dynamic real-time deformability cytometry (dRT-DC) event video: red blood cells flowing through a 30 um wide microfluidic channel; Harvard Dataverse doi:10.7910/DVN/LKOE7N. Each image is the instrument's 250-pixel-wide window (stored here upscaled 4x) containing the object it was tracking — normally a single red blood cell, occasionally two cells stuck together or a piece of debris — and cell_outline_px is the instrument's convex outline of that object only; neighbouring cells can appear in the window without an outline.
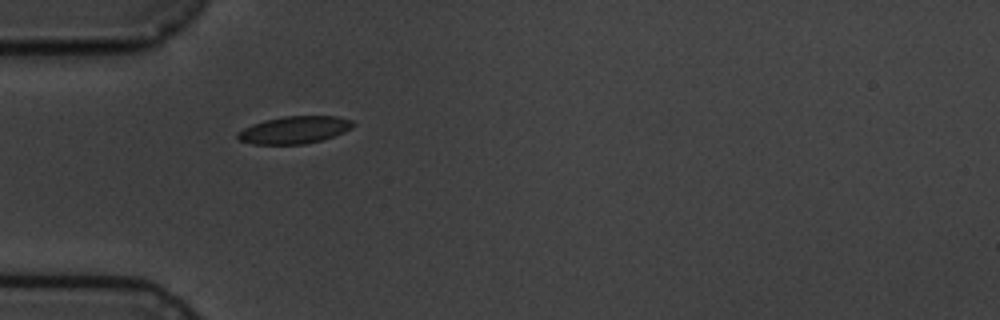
{"species": "common noctule bat (a hibernating species)", "species_latin": "Nyctalus noctula", "temperature_condition": "cold", "stored_images_in_passage": 2, "camera_frame_rate_fps": 3000, "um_per_image_px": 0.085, "animal": {"sex": "male", "body_mass_g": 19.5, "forearm_length_mm": 54.6}, "frame": {"image": 1, "passage_image": 1, "time_ms": 0.0, "image_size_px": [1000, 320], "cell_outline_px": [[356, 124], [352, 128], [344, 132], [320, 140], [304, 144], [252, 144], [240, 140], [236, 136], [236, 132], [252, 124], [264, 120], [284, 116], [336, 116], [352, 120]], "centroid_in_image_um": [25.01, 11.03], "position_along_channel_um": 60.0, "area_um2": 18.38}}
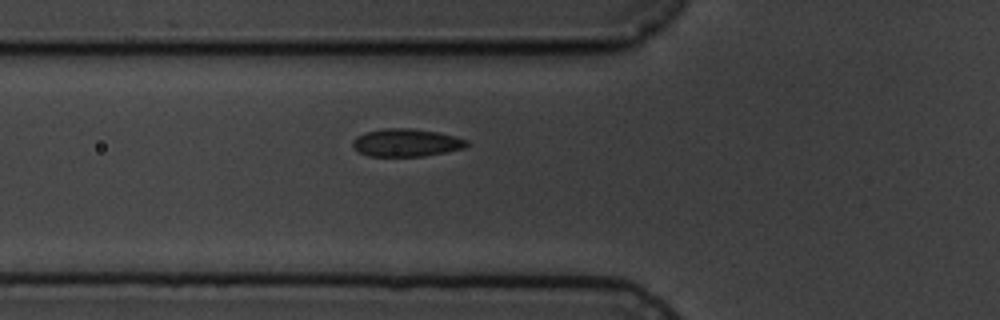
{"frame": {"image": 2, "passage_image": 2, "time_ms": 1.0, "image_size_px": [1000, 320], "cell_outline_px": [[468, 144], [464, 148], [424, 156], [368, 156], [360, 152], [352, 144], [352, 140], [356, 136], [364, 132], [380, 128], [412, 128], [436, 132], [456, 136], [468, 140]], "centroid_in_image_um": [34.51, 12.11], "position_along_channel_um": 91.3, "area_um2": 18.5}}